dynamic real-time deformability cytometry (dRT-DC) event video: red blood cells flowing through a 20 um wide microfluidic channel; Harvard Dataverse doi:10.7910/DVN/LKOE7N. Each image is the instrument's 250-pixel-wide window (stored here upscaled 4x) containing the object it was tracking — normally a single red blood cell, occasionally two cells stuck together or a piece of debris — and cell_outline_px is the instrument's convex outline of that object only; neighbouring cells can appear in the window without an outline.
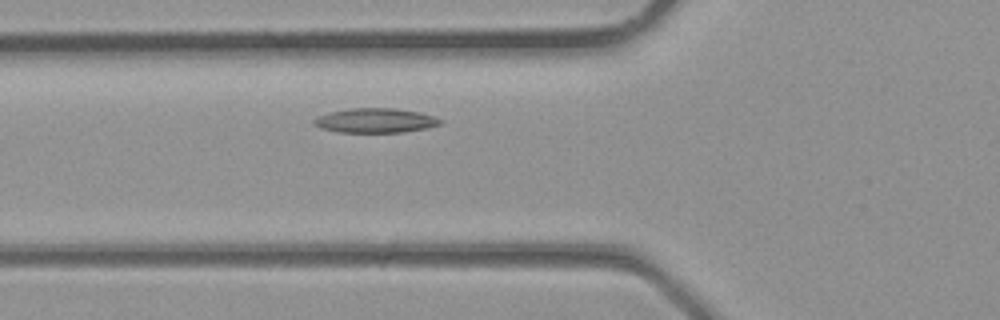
{"species": "common noctule bat (a hibernating species)", "species_latin": "Nyctalus noctula", "temperature_condition": "room temperature", "stored_images_in_passage": 3, "camera_frame_rate_fps": 3000, "um_per_image_px": 0.085, "animal": {"sex": "male", "body_mass_g": 23.1, "forearm_length_mm": 52.7}, "frame": {"image": 1, "passage_image": 3, "time_ms": 0.667, "image_size_px": [1000, 320], "cell_outline_px": [[444, 124], [404, 132], [336, 132], [320, 128], [312, 124], [312, 120], [316, 116], [348, 108], [392, 108], [420, 112], [444, 120]], "centroid_in_image_um": [31.89, 10.24], "position_along_channel_um": 93.9, "area_um2": 18.15}}